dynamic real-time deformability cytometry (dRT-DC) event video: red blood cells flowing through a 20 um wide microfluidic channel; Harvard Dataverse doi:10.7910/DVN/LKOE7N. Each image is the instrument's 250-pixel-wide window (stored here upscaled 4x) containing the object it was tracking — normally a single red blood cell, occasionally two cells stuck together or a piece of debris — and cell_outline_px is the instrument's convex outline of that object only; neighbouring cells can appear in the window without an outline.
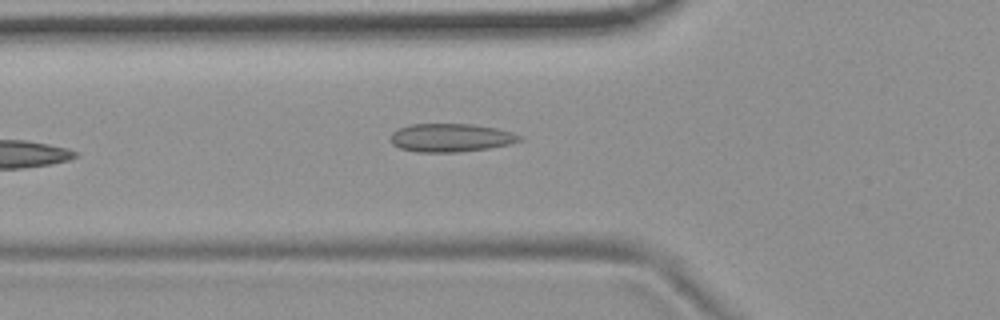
{"species": "common noctule bat (a hibernating species)", "species_latin": "Nyctalus noctula", "temperature_condition": "room temperature", "stored_images_in_passage": 5, "camera_frame_rate_fps": 3000, "um_per_image_px": 0.085, "animal": {"sex": "female", "body_mass_g": 19.9}, "frame": {"image": 1, "passage_image": 5, "time_ms": 1.333, "image_size_px": [1000, 320], "cell_outline_px": [[524, 140], [508, 144], [488, 148], [456, 152], [416, 152], [400, 148], [392, 144], [392, 132], [396, 128], [412, 124], [472, 124], [496, 128], [512, 132], [524, 136]], "centroid_in_image_um": [38.33, 11.7], "position_along_channel_um": 87.5, "area_um2": 21.33}}